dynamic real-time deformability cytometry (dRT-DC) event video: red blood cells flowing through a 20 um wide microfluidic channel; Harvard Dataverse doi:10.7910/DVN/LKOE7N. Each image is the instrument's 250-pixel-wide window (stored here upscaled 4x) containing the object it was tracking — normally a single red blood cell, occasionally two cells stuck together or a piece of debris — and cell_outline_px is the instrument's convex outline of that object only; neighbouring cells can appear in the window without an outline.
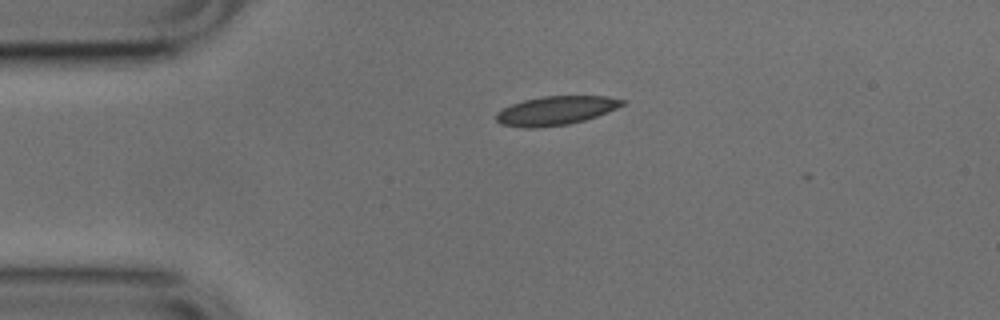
{"species": "common noctule bat (a hibernating species)", "species_latin": "Nyctalus noctula", "temperature_condition": "cold", "stored_images_in_passage": 37, "camera_frame_rate_fps": 3000, "um_per_image_px": 0.085, "animal": {"sex": "male", "body_mass_g": 17.9, "forearm_length_mm": 54.2}, "frame": {"image": 1, "passage_image": 1, "time_ms": 0.0, "image_size_px": [1000, 320], "cell_outline_px": [[628, 100], [624, 104], [616, 108], [596, 116], [584, 120], [568, 124], [536, 128], [524, 128], [500, 124], [496, 120], [496, 112], [512, 104], [524, 100], [544, 96], [608, 96]], "centroid_in_image_um": [47.24, 9.4], "position_along_channel_um": 37.8, "area_um2": 21.15}}
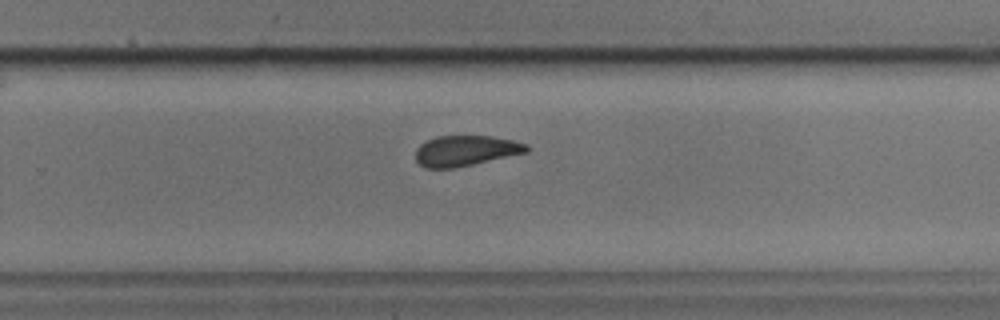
{"frame": {"image": 2, "passage_image": 23, "time_ms": 7.333, "image_size_px": [1000, 320], "cell_outline_px": [[528, 152], [456, 168], [424, 168], [416, 160], [416, 148], [420, 144], [436, 136], [492, 136], [512, 140], [528, 144]], "centroid_in_image_um": [39.57, 12.81], "position_along_channel_um": 290.2, "area_um2": 19.77}}
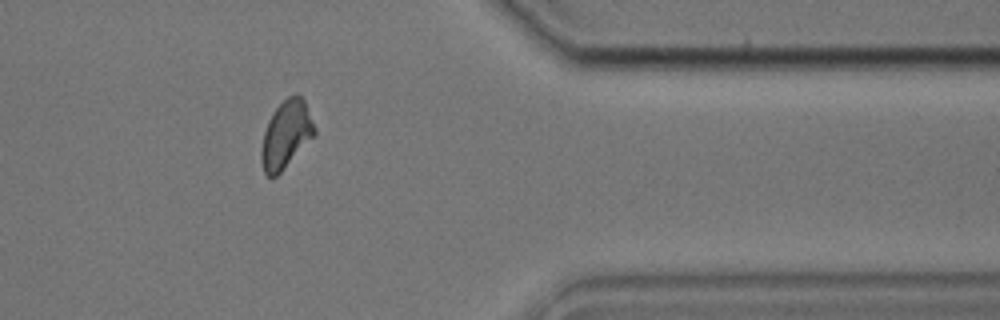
{"frame": {"image": 3, "passage_image": 32, "time_ms": 10.333, "image_size_px": [1000, 320], "cell_outline_px": [[316, 132], [280, 172], [276, 176], [268, 176], [264, 172], [260, 160], [260, 152], [264, 132], [268, 120], [272, 112], [288, 96], [300, 96], [304, 100], [316, 128]], "centroid_in_image_um": [24.28, 11.43], "position_along_channel_um": 387.1, "area_um2": 20.4}, "authors_computed_cell_mechanics": {"area_um2": 21.0392, "velocity_mm_per_s": 3.8291, "shape_relaxation_time_tau1_ms": 3.0127, "shape_relaxation_time_tau2_ms": 0.877, "deformation_change_tau1": 0.0821, "deformation_change_tau2": 0.0517}}